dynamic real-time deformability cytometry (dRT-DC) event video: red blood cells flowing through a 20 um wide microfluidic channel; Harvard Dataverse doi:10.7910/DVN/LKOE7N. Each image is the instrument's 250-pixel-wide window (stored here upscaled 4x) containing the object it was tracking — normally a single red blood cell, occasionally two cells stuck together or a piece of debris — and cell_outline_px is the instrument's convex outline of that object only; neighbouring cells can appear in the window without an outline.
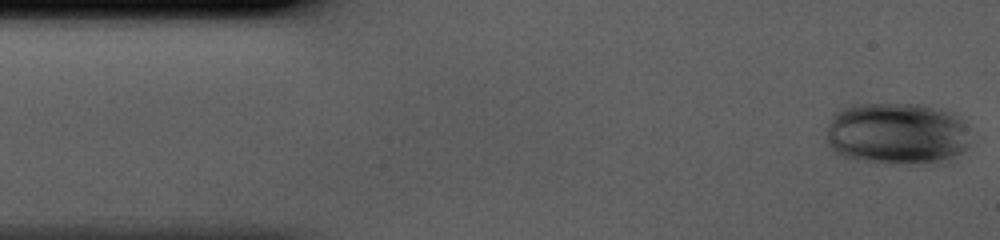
{"species": "human", "species_latin": "Homo sapiens", "temperature_condition": "cold", "stored_images_in_passage": 42, "camera_frame_rate_fps": 3000, "um_per_image_px": 0.085, "donor": {"sex": "male"}, "frame": {"image": 1, "passage_image": 1, "time_ms": 0.0, "image_size_px": [1000, 240], "cell_outline_px": [[968, 148], [948, 164], [944, 164], [856, 160], [844, 156], [836, 152], [828, 144], [828, 124], [832, 112], [836, 108], [860, 104], [916, 104], [952, 112], [964, 120], [968, 144]], "centroid_in_image_um": [76.26, 11.35], "position_along_channel_um": 8.7, "area_um2": 52.42}}
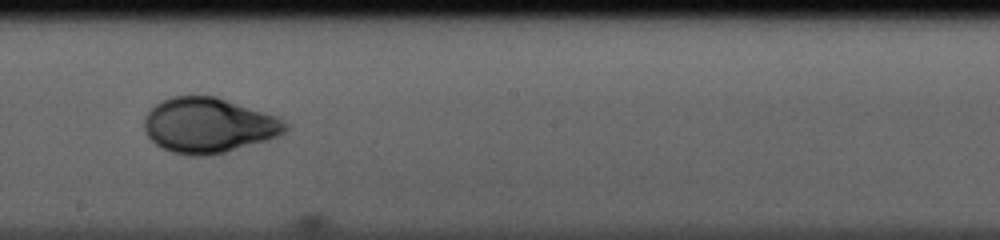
{"frame": {"image": 2, "passage_image": 23, "time_ms": 7.333, "image_size_px": [1000, 240], "cell_outline_px": [[288, 128], [284, 132], [268, 140], [224, 152], [208, 156], [188, 156], [172, 152], [156, 144], [144, 132], [144, 116], [160, 100], [172, 96], [216, 96], [276, 116], [284, 120], [288, 124]], "centroid_in_image_um": [17.71, 10.65], "position_along_channel_um": 230.5, "area_um2": 45.32}}
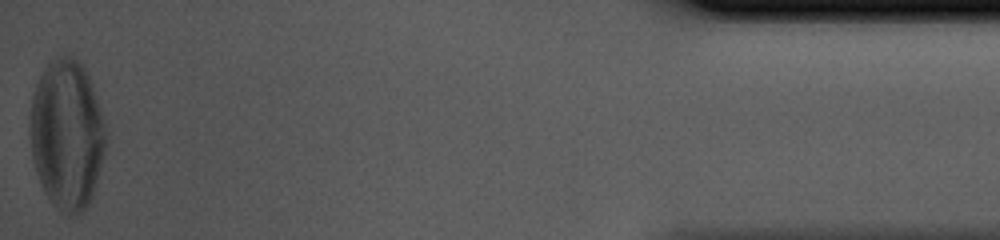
{"frame": {"image": 3, "passage_image": 42, "time_ms": 13.667, "image_size_px": [1000, 240], "cell_outline_px": [[108, 140], [92, 196], [88, 204], [76, 216], [68, 216], [60, 212], [56, 208], [44, 192], [36, 172], [32, 156], [32, 96], [36, 84], [44, 68], [52, 60], [60, 56], [72, 56], [84, 68], [92, 84], [108, 132]], "centroid_in_image_um": [5.72, 11.46], "position_along_channel_um": 429.5, "area_um2": 65.78}}